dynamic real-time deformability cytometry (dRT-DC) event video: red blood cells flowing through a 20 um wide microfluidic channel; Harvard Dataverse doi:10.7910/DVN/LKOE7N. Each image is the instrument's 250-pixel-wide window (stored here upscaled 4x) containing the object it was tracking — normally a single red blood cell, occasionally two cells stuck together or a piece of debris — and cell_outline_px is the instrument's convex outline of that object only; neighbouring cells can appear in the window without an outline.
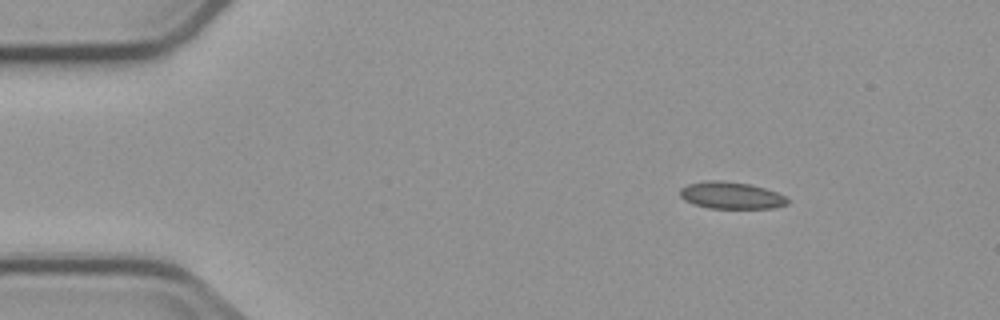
{"species": "common noctule bat (a hibernating species)", "species_latin": "Nyctalus noctula", "temperature_condition": "cold", "stored_images_in_passage": 3, "camera_frame_rate_fps": 3000, "um_per_image_px": 0.085, "animal": {"sex": "male", "body_mass_g": 23.1, "forearm_length_mm": 52.7}, "frame": {"image": 1, "passage_image": 1, "time_ms": 0.0, "image_size_px": [1000, 320], "cell_outline_px": [[788, 204], [776, 208], [708, 208], [692, 204], [684, 200], [680, 196], [680, 188], [688, 184], [712, 180], [716, 180], [748, 184], [764, 188], [776, 192], [784, 196], [788, 200]], "centroid_in_image_um": [62.13, 16.62], "position_along_channel_um": 22.9, "area_um2": 16.76}}